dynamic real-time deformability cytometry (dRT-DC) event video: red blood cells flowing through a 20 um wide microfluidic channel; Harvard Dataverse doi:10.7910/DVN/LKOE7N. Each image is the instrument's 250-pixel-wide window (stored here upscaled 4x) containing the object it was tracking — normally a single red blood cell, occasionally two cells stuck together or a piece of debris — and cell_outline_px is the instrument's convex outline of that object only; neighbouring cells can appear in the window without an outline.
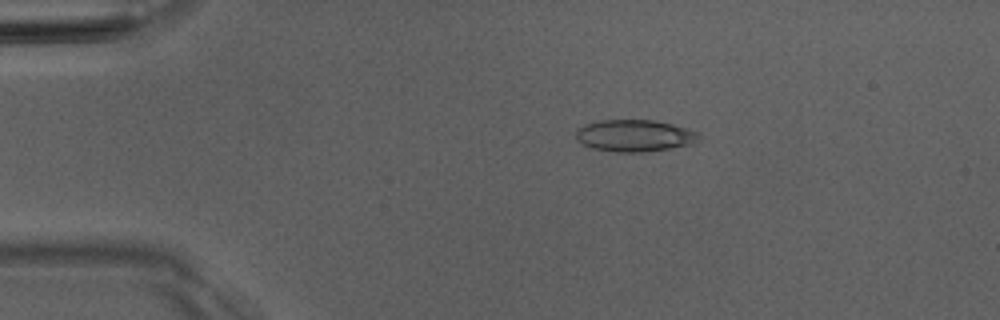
{"species": "Egyptian fruit bat (a non-hibernating species)", "species_latin": "Rousettus aegyptiacus", "temperature_condition": "room temperature", "stored_images_in_passage": 5, "camera_frame_rate_fps": 3000, "um_per_image_px": 0.085, "animal": {"sex": "male"}, "frame": {"image": 1, "passage_image": 3, "time_ms": 2.333, "image_size_px": [1000, 320], "cell_outline_px": [[700, 140], [692, 144], [644, 152], [612, 152], [592, 148], [576, 140], [576, 128], [584, 124], [600, 120], [656, 120], [672, 124], [700, 132]], "centroid_in_image_um": [53.93, 11.52], "position_along_channel_um": 31.1, "area_um2": 23.06}}
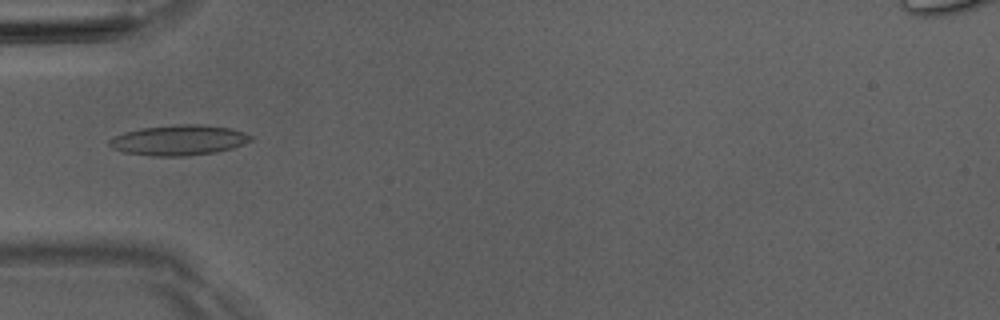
{"frame": {"image": 2, "passage_image": 5, "time_ms": 4.667, "image_size_px": [1000, 320], "cell_outline_px": [[252, 140], [244, 144], [232, 148], [216, 152], [184, 156], [152, 156], [124, 152], [112, 148], [108, 144], [108, 140], [124, 132], [140, 128], [180, 124], [196, 124], [232, 128], [244, 132], [252, 136]], "centroid_in_image_um": [15.2, 11.91], "position_along_channel_um": 69.8, "area_um2": 24.97}}